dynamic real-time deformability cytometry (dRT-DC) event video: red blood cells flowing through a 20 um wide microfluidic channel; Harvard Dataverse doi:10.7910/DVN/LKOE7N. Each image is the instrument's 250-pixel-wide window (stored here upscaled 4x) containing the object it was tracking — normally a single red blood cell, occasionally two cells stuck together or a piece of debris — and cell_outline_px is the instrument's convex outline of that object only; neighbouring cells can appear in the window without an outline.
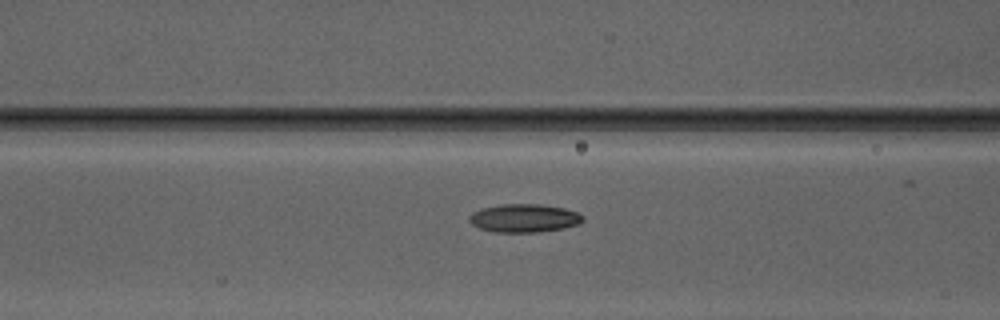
{"species": "Egyptian fruit bat (a non-hibernating species)", "species_latin": "Rousettus aegyptiacus", "temperature_condition": "warm", "stored_images_in_passage": 25, "camera_frame_rate_fps": 3000, "um_per_image_px": 0.085, "animal": {"sex": "male"}, "frame": {"image": 1, "passage_image": 5, "time_ms": 1.333, "image_size_px": [1000, 320], "cell_outline_px": [[584, 220], [580, 224], [560, 228], [536, 232], [492, 232], [480, 228], [472, 224], [468, 220], [468, 216], [472, 212], [480, 208], [500, 204], [540, 204], [564, 208], [576, 212], [584, 216]], "centroid_in_image_um": [44.51, 18.53], "position_along_channel_um": 122.1, "area_um2": 18.79}}
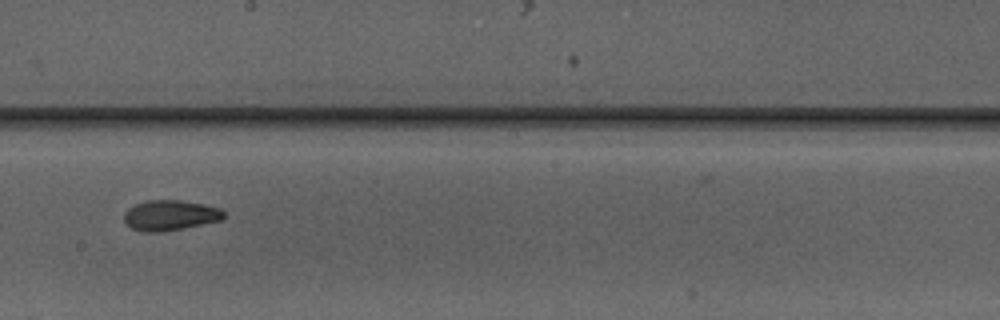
{"frame": {"image": 2, "passage_image": 13, "time_ms": 4.0, "image_size_px": [1000, 320], "cell_outline_px": [[224, 216], [220, 220], [160, 232], [144, 232], [132, 228], [124, 220], [124, 212], [128, 208], [136, 204], [148, 200], [180, 200], [204, 204], [220, 208], [224, 212]], "centroid_in_image_um": [14.43, 18.28], "position_along_channel_um": 233.8, "area_um2": 17.34}}
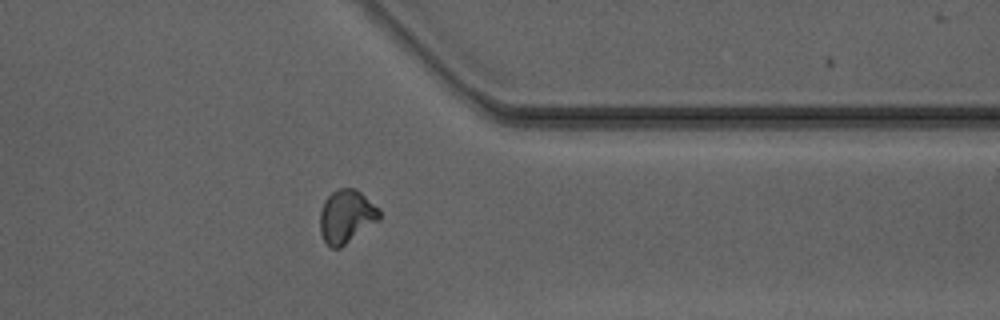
{"frame": {"image": 3, "passage_image": 24, "time_ms": 7.667, "image_size_px": [1000, 320], "cell_outline_px": [[380, 220], [340, 248], [332, 248], [324, 240], [320, 232], [320, 212], [324, 200], [336, 188], [356, 188], [380, 208]], "centroid_in_image_um": [29.46, 18.38], "position_along_channel_um": 381.9, "area_um2": 18.61}}